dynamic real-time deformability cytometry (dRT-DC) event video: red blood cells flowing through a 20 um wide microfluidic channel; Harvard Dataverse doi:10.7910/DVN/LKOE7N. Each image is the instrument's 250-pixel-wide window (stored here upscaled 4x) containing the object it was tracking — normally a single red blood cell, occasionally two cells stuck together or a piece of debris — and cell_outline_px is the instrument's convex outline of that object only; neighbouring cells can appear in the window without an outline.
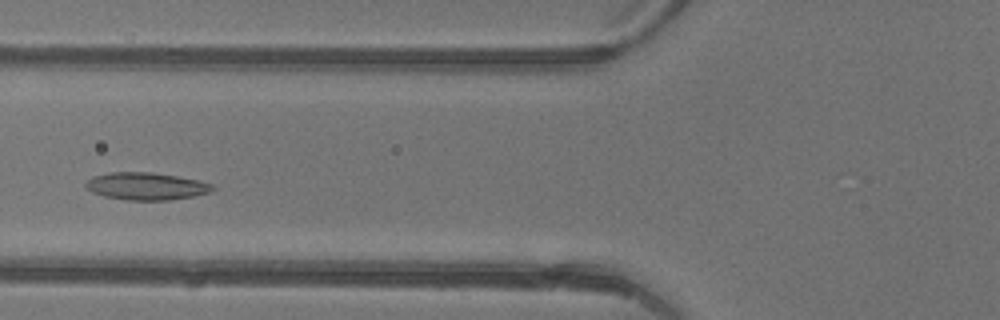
{"species": "common noctule bat (a hibernating species)", "species_latin": "Nyctalus noctula", "temperature_condition": "warm", "stored_images_in_passage": 30, "camera_frame_rate_fps": 3000, "um_per_image_px": 0.085, "animal": {"sex": "female"}, "frame": {"image": 1, "passage_image": 10, "time_ms": 3.0, "image_size_px": [1000, 320], "cell_outline_px": [[216, 188], [212, 192], [192, 196], [168, 200], [124, 200], [104, 196], [92, 192], [84, 188], [84, 184], [92, 176], [112, 172], [152, 172], [176, 176], [196, 180], [212, 184]], "centroid_in_image_um": [12.39, 15.83], "position_along_channel_um": 113.4, "area_um2": 20.29}}
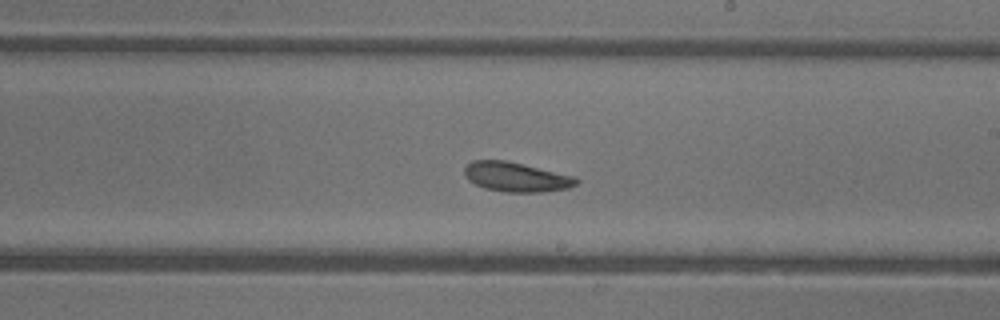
{"frame": {"image": 2, "passage_image": 19, "time_ms": 6.0, "image_size_px": [1000, 320], "cell_outline_px": [[580, 180], [576, 184], [568, 188], [544, 192], [504, 192], [484, 188], [468, 180], [464, 176], [464, 168], [472, 160], [504, 160], [524, 164], [572, 176]], "centroid_in_image_um": [43.84, 15.05], "position_along_channel_um": 245.2, "area_um2": 19.19}}
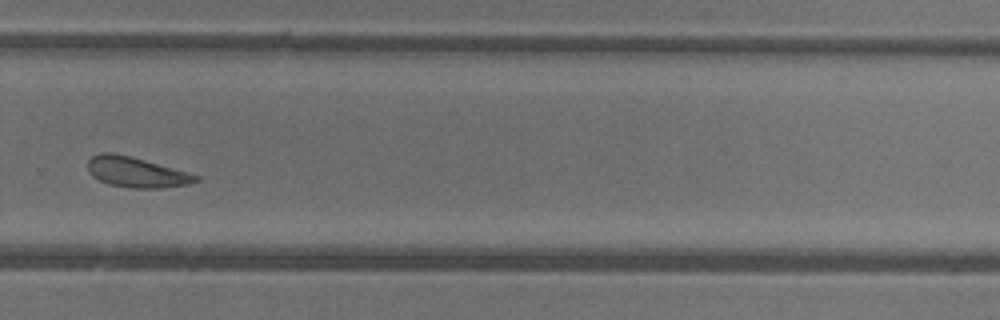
{"frame": {"image": 3, "passage_image": 24, "time_ms": 7.667, "image_size_px": [1000, 320], "cell_outline_px": [[200, 180], [188, 184], [160, 188], [128, 188], [108, 184], [92, 176], [88, 172], [88, 160], [92, 156], [100, 152], [112, 152], [144, 160], [200, 176]], "centroid_in_image_um": [11.54, 14.64], "position_along_channel_um": 318.3, "area_um2": 18.9}, "authors_computed_cell_mechanics": {"area_um2": 19.5653, "velocity_mm_per_s": 4.4011, "shape_relaxation_time_tau1_ms": 5.384, "shape_relaxation_time_tau2_ms": null, "deformation_change_tau1": 0.1029, "deformation_change_tau2": null}}